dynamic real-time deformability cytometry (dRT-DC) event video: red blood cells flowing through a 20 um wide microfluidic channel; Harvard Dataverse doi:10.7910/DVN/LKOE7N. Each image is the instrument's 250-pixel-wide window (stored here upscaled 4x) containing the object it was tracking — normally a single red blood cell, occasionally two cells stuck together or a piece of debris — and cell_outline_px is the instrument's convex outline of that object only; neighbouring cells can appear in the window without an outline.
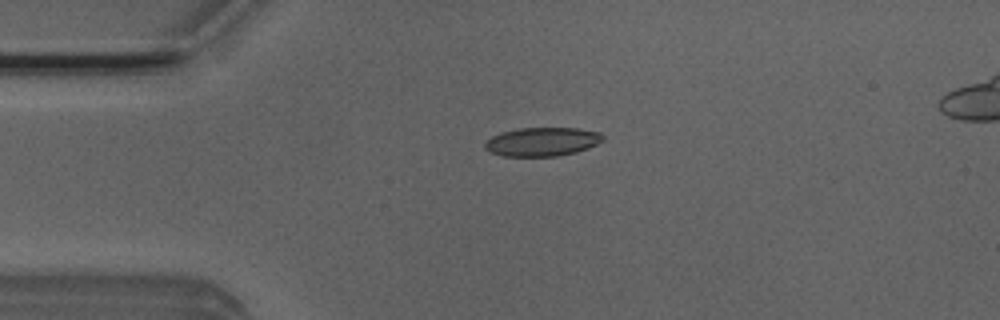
{"species": "Egyptian fruit bat (a non-hibernating species)", "species_latin": "Rousettus aegyptiacus", "temperature_condition": "room temperature", "stored_images_in_passage": 53, "segment_of_instrument_passage": [1, 2], "camera_frame_rate_fps": 3000, "um_per_image_px": 0.085, "animal": {"sex": "male"}, "frame": {"image": 1, "passage_image": 12, "time_ms": 3.667, "image_size_px": [1000, 320], "cell_outline_px": [[604, 140], [588, 148], [576, 152], [556, 156], [504, 156], [488, 152], [484, 148], [484, 140], [500, 132], [520, 128], [580, 128], [600, 132], [604, 136]], "centroid_in_image_um": [46.06, 12.04], "position_along_channel_um": 38.9, "area_um2": 20.0}}
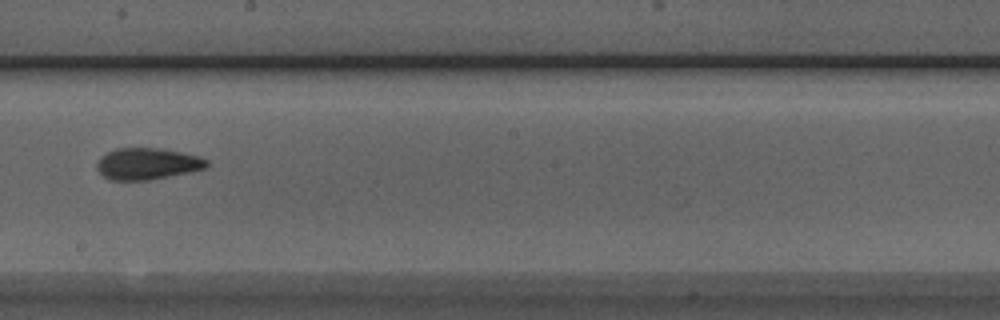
{"frame": {"image": 2, "passage_image": 29, "time_ms": 9.333, "image_size_px": [1000, 320], "cell_outline_px": [[208, 168], [192, 172], [148, 180], [108, 180], [96, 168], [96, 164], [100, 156], [116, 148], [160, 148], [200, 156], [208, 160]], "centroid_in_image_um": [12.54, 13.92], "position_along_channel_um": 235.7, "area_um2": 20.4}}
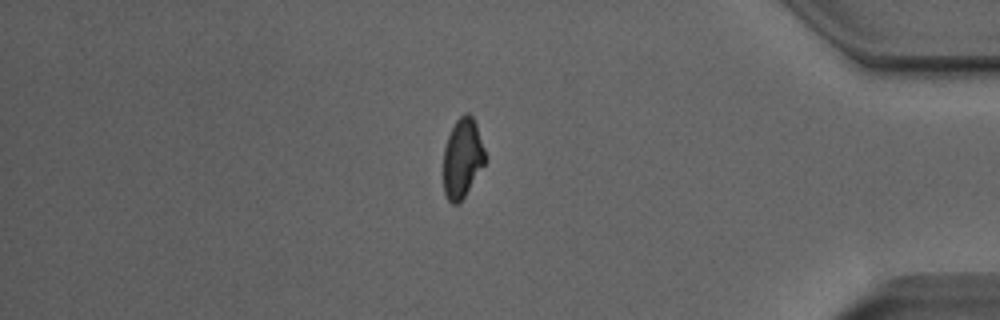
{"frame": {"image": 3, "passage_image": 44, "time_ms": 14.333, "image_size_px": [1000, 320], "cell_outline_px": [[484, 164], [464, 196], [456, 204], [452, 204], [448, 200], [444, 192], [444, 148], [448, 136], [456, 120], [464, 112], [468, 112], [472, 116], [476, 124], [484, 148]], "centroid_in_image_um": [39.29, 13.41], "position_along_channel_um": 395.9, "area_um2": 18.9}}